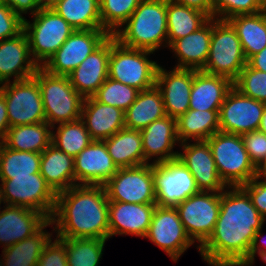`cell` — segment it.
<instances>
[{"mask_svg": "<svg viewBox=\"0 0 266 266\" xmlns=\"http://www.w3.org/2000/svg\"><path fill=\"white\" fill-rule=\"evenodd\" d=\"M53 9L75 30L102 29L99 0H60Z\"/></svg>", "mask_w": 266, "mask_h": 266, "instance_id": "e575fe53", "label": "cell"}, {"mask_svg": "<svg viewBox=\"0 0 266 266\" xmlns=\"http://www.w3.org/2000/svg\"><path fill=\"white\" fill-rule=\"evenodd\" d=\"M60 0H36L39 9H52Z\"/></svg>", "mask_w": 266, "mask_h": 266, "instance_id": "db71d44e", "label": "cell"}, {"mask_svg": "<svg viewBox=\"0 0 266 266\" xmlns=\"http://www.w3.org/2000/svg\"><path fill=\"white\" fill-rule=\"evenodd\" d=\"M175 3L202 11L209 18L214 17L213 0H171Z\"/></svg>", "mask_w": 266, "mask_h": 266, "instance_id": "f907efd6", "label": "cell"}, {"mask_svg": "<svg viewBox=\"0 0 266 266\" xmlns=\"http://www.w3.org/2000/svg\"><path fill=\"white\" fill-rule=\"evenodd\" d=\"M177 262L194 242L187 235L175 207L157 206L145 236Z\"/></svg>", "mask_w": 266, "mask_h": 266, "instance_id": "9a60e30c", "label": "cell"}, {"mask_svg": "<svg viewBox=\"0 0 266 266\" xmlns=\"http://www.w3.org/2000/svg\"><path fill=\"white\" fill-rule=\"evenodd\" d=\"M144 159L147 164L162 163L178 157V151H173L177 137L176 119L166 115L155 120L144 129L140 130ZM155 156V158H154ZM154 158L152 163L150 159Z\"/></svg>", "mask_w": 266, "mask_h": 266, "instance_id": "44dd1931", "label": "cell"}, {"mask_svg": "<svg viewBox=\"0 0 266 266\" xmlns=\"http://www.w3.org/2000/svg\"><path fill=\"white\" fill-rule=\"evenodd\" d=\"M109 56L110 36L68 75L83 98L93 96L108 78Z\"/></svg>", "mask_w": 266, "mask_h": 266, "instance_id": "603a6c76", "label": "cell"}, {"mask_svg": "<svg viewBox=\"0 0 266 266\" xmlns=\"http://www.w3.org/2000/svg\"><path fill=\"white\" fill-rule=\"evenodd\" d=\"M7 105L9 126L46 121L41 90L34 77L0 85Z\"/></svg>", "mask_w": 266, "mask_h": 266, "instance_id": "30bf717a", "label": "cell"}, {"mask_svg": "<svg viewBox=\"0 0 266 266\" xmlns=\"http://www.w3.org/2000/svg\"><path fill=\"white\" fill-rule=\"evenodd\" d=\"M117 170L104 141L93 140L74 158L75 182L79 185L104 186Z\"/></svg>", "mask_w": 266, "mask_h": 266, "instance_id": "d6986e66", "label": "cell"}, {"mask_svg": "<svg viewBox=\"0 0 266 266\" xmlns=\"http://www.w3.org/2000/svg\"><path fill=\"white\" fill-rule=\"evenodd\" d=\"M156 204L109 201V238L136 235L145 238Z\"/></svg>", "mask_w": 266, "mask_h": 266, "instance_id": "cb8c5ba5", "label": "cell"}, {"mask_svg": "<svg viewBox=\"0 0 266 266\" xmlns=\"http://www.w3.org/2000/svg\"><path fill=\"white\" fill-rule=\"evenodd\" d=\"M258 175L266 178V159L265 161L257 168Z\"/></svg>", "mask_w": 266, "mask_h": 266, "instance_id": "9f6ffc18", "label": "cell"}, {"mask_svg": "<svg viewBox=\"0 0 266 266\" xmlns=\"http://www.w3.org/2000/svg\"><path fill=\"white\" fill-rule=\"evenodd\" d=\"M262 228H260L252 241V244L249 249V262L246 261H223L219 263L212 264L210 266H252L254 265V259L255 255L258 254L259 257L266 263V242L265 239L263 241V236H262ZM260 237L262 238L261 241Z\"/></svg>", "mask_w": 266, "mask_h": 266, "instance_id": "c3c4849f", "label": "cell"}, {"mask_svg": "<svg viewBox=\"0 0 266 266\" xmlns=\"http://www.w3.org/2000/svg\"><path fill=\"white\" fill-rule=\"evenodd\" d=\"M247 64L253 69L266 72V47L259 53L251 56L247 60Z\"/></svg>", "mask_w": 266, "mask_h": 266, "instance_id": "f5cc1de1", "label": "cell"}, {"mask_svg": "<svg viewBox=\"0 0 266 266\" xmlns=\"http://www.w3.org/2000/svg\"><path fill=\"white\" fill-rule=\"evenodd\" d=\"M241 187L250 196L253 206L258 210V213L266 219V178L256 175Z\"/></svg>", "mask_w": 266, "mask_h": 266, "instance_id": "7dc6e473", "label": "cell"}, {"mask_svg": "<svg viewBox=\"0 0 266 266\" xmlns=\"http://www.w3.org/2000/svg\"><path fill=\"white\" fill-rule=\"evenodd\" d=\"M31 23L23 21L33 60L42 67L62 46L75 29L68 24L53 8L39 9Z\"/></svg>", "mask_w": 266, "mask_h": 266, "instance_id": "52a82bcc", "label": "cell"}, {"mask_svg": "<svg viewBox=\"0 0 266 266\" xmlns=\"http://www.w3.org/2000/svg\"><path fill=\"white\" fill-rule=\"evenodd\" d=\"M206 141L210 145L219 177L227 187L242 186L258 175L241 135L218 131Z\"/></svg>", "mask_w": 266, "mask_h": 266, "instance_id": "5b68a950", "label": "cell"}, {"mask_svg": "<svg viewBox=\"0 0 266 266\" xmlns=\"http://www.w3.org/2000/svg\"><path fill=\"white\" fill-rule=\"evenodd\" d=\"M0 181L1 204L36 210L51 219L57 194L40 173Z\"/></svg>", "mask_w": 266, "mask_h": 266, "instance_id": "9c48e42d", "label": "cell"}, {"mask_svg": "<svg viewBox=\"0 0 266 266\" xmlns=\"http://www.w3.org/2000/svg\"><path fill=\"white\" fill-rule=\"evenodd\" d=\"M211 37L212 18H209L193 33L175 40L168 47L177 57L175 68L202 70L209 56Z\"/></svg>", "mask_w": 266, "mask_h": 266, "instance_id": "484cf974", "label": "cell"}, {"mask_svg": "<svg viewBox=\"0 0 266 266\" xmlns=\"http://www.w3.org/2000/svg\"><path fill=\"white\" fill-rule=\"evenodd\" d=\"M266 103L232 88L219 111L220 131L242 135L259 129Z\"/></svg>", "mask_w": 266, "mask_h": 266, "instance_id": "2e32d148", "label": "cell"}, {"mask_svg": "<svg viewBox=\"0 0 266 266\" xmlns=\"http://www.w3.org/2000/svg\"><path fill=\"white\" fill-rule=\"evenodd\" d=\"M233 81L225 76L194 70L189 109L220 110Z\"/></svg>", "mask_w": 266, "mask_h": 266, "instance_id": "4316f807", "label": "cell"}, {"mask_svg": "<svg viewBox=\"0 0 266 266\" xmlns=\"http://www.w3.org/2000/svg\"><path fill=\"white\" fill-rule=\"evenodd\" d=\"M104 187L109 201L156 204L152 164L118 168Z\"/></svg>", "mask_w": 266, "mask_h": 266, "instance_id": "4fadbf2b", "label": "cell"}, {"mask_svg": "<svg viewBox=\"0 0 266 266\" xmlns=\"http://www.w3.org/2000/svg\"><path fill=\"white\" fill-rule=\"evenodd\" d=\"M81 120L92 140L104 141L125 128L124 111L100 103L93 96L84 98Z\"/></svg>", "mask_w": 266, "mask_h": 266, "instance_id": "d4e9b609", "label": "cell"}, {"mask_svg": "<svg viewBox=\"0 0 266 266\" xmlns=\"http://www.w3.org/2000/svg\"><path fill=\"white\" fill-rule=\"evenodd\" d=\"M0 266H5V264H4L2 259L0 260Z\"/></svg>", "mask_w": 266, "mask_h": 266, "instance_id": "6f0895ef", "label": "cell"}, {"mask_svg": "<svg viewBox=\"0 0 266 266\" xmlns=\"http://www.w3.org/2000/svg\"><path fill=\"white\" fill-rule=\"evenodd\" d=\"M9 127L6 101L4 95L0 92V142L4 139Z\"/></svg>", "mask_w": 266, "mask_h": 266, "instance_id": "816d5d0a", "label": "cell"}, {"mask_svg": "<svg viewBox=\"0 0 266 266\" xmlns=\"http://www.w3.org/2000/svg\"><path fill=\"white\" fill-rule=\"evenodd\" d=\"M64 244L68 266H98L107 240L98 238H59Z\"/></svg>", "mask_w": 266, "mask_h": 266, "instance_id": "f35d334b", "label": "cell"}, {"mask_svg": "<svg viewBox=\"0 0 266 266\" xmlns=\"http://www.w3.org/2000/svg\"><path fill=\"white\" fill-rule=\"evenodd\" d=\"M57 126V131L52 130L51 144L73 158L93 141L81 119Z\"/></svg>", "mask_w": 266, "mask_h": 266, "instance_id": "74e56055", "label": "cell"}, {"mask_svg": "<svg viewBox=\"0 0 266 266\" xmlns=\"http://www.w3.org/2000/svg\"><path fill=\"white\" fill-rule=\"evenodd\" d=\"M40 174L56 193L77 185L75 182L74 158L50 144L41 153Z\"/></svg>", "mask_w": 266, "mask_h": 266, "instance_id": "83f0119b", "label": "cell"}, {"mask_svg": "<svg viewBox=\"0 0 266 266\" xmlns=\"http://www.w3.org/2000/svg\"><path fill=\"white\" fill-rule=\"evenodd\" d=\"M225 190L220 192V211L213 232L198 247L208 265L223 261L249 262L253 238L266 221L241 186Z\"/></svg>", "mask_w": 266, "mask_h": 266, "instance_id": "6da1fadb", "label": "cell"}, {"mask_svg": "<svg viewBox=\"0 0 266 266\" xmlns=\"http://www.w3.org/2000/svg\"><path fill=\"white\" fill-rule=\"evenodd\" d=\"M123 26L113 36L125 47L151 52L168 47L167 0H141Z\"/></svg>", "mask_w": 266, "mask_h": 266, "instance_id": "3957f363", "label": "cell"}, {"mask_svg": "<svg viewBox=\"0 0 266 266\" xmlns=\"http://www.w3.org/2000/svg\"><path fill=\"white\" fill-rule=\"evenodd\" d=\"M41 90L46 122L55 124L81 119L84 98L74 89L68 76L53 75L39 67L33 76Z\"/></svg>", "mask_w": 266, "mask_h": 266, "instance_id": "277c9868", "label": "cell"}, {"mask_svg": "<svg viewBox=\"0 0 266 266\" xmlns=\"http://www.w3.org/2000/svg\"><path fill=\"white\" fill-rule=\"evenodd\" d=\"M152 172L157 206L176 207L199 192L195 178L178 158L152 164Z\"/></svg>", "mask_w": 266, "mask_h": 266, "instance_id": "8fae6325", "label": "cell"}, {"mask_svg": "<svg viewBox=\"0 0 266 266\" xmlns=\"http://www.w3.org/2000/svg\"><path fill=\"white\" fill-rule=\"evenodd\" d=\"M258 130L263 132L266 135V106H265Z\"/></svg>", "mask_w": 266, "mask_h": 266, "instance_id": "11a10c76", "label": "cell"}, {"mask_svg": "<svg viewBox=\"0 0 266 266\" xmlns=\"http://www.w3.org/2000/svg\"><path fill=\"white\" fill-rule=\"evenodd\" d=\"M52 227L48 220L35 234L2 250L5 266H37L40 255L53 236L45 228Z\"/></svg>", "mask_w": 266, "mask_h": 266, "instance_id": "836d02e7", "label": "cell"}, {"mask_svg": "<svg viewBox=\"0 0 266 266\" xmlns=\"http://www.w3.org/2000/svg\"><path fill=\"white\" fill-rule=\"evenodd\" d=\"M246 65L247 59L233 25L213 17L209 56L201 71L234 81Z\"/></svg>", "mask_w": 266, "mask_h": 266, "instance_id": "ba28073f", "label": "cell"}, {"mask_svg": "<svg viewBox=\"0 0 266 266\" xmlns=\"http://www.w3.org/2000/svg\"><path fill=\"white\" fill-rule=\"evenodd\" d=\"M187 235L201 246L213 232L220 211V192L199 191L175 207Z\"/></svg>", "mask_w": 266, "mask_h": 266, "instance_id": "7c38bea8", "label": "cell"}, {"mask_svg": "<svg viewBox=\"0 0 266 266\" xmlns=\"http://www.w3.org/2000/svg\"><path fill=\"white\" fill-rule=\"evenodd\" d=\"M233 87L244 96L266 103V72L247 64L233 81Z\"/></svg>", "mask_w": 266, "mask_h": 266, "instance_id": "b9f144b4", "label": "cell"}, {"mask_svg": "<svg viewBox=\"0 0 266 266\" xmlns=\"http://www.w3.org/2000/svg\"><path fill=\"white\" fill-rule=\"evenodd\" d=\"M23 21L12 8L0 2V41L20 34L23 31Z\"/></svg>", "mask_w": 266, "mask_h": 266, "instance_id": "f6af8a7d", "label": "cell"}, {"mask_svg": "<svg viewBox=\"0 0 266 266\" xmlns=\"http://www.w3.org/2000/svg\"><path fill=\"white\" fill-rule=\"evenodd\" d=\"M166 116L161 91L154 86L139 91L135 101L124 112L125 128L142 130L149 124Z\"/></svg>", "mask_w": 266, "mask_h": 266, "instance_id": "f546056e", "label": "cell"}, {"mask_svg": "<svg viewBox=\"0 0 266 266\" xmlns=\"http://www.w3.org/2000/svg\"><path fill=\"white\" fill-rule=\"evenodd\" d=\"M214 18L228 20L237 15L255 14L266 9L261 0H213Z\"/></svg>", "mask_w": 266, "mask_h": 266, "instance_id": "7bdbcfd3", "label": "cell"}, {"mask_svg": "<svg viewBox=\"0 0 266 266\" xmlns=\"http://www.w3.org/2000/svg\"><path fill=\"white\" fill-rule=\"evenodd\" d=\"M52 139V127L45 121L9 127L1 141L6 147L15 151L42 153Z\"/></svg>", "mask_w": 266, "mask_h": 266, "instance_id": "4dcf8cb0", "label": "cell"}, {"mask_svg": "<svg viewBox=\"0 0 266 266\" xmlns=\"http://www.w3.org/2000/svg\"><path fill=\"white\" fill-rule=\"evenodd\" d=\"M104 142L117 168L147 164L144 159L140 130L122 128Z\"/></svg>", "mask_w": 266, "mask_h": 266, "instance_id": "f1b7e54d", "label": "cell"}, {"mask_svg": "<svg viewBox=\"0 0 266 266\" xmlns=\"http://www.w3.org/2000/svg\"><path fill=\"white\" fill-rule=\"evenodd\" d=\"M41 153L15 151L0 142V180L40 173Z\"/></svg>", "mask_w": 266, "mask_h": 266, "instance_id": "8d00e7d4", "label": "cell"}, {"mask_svg": "<svg viewBox=\"0 0 266 266\" xmlns=\"http://www.w3.org/2000/svg\"><path fill=\"white\" fill-rule=\"evenodd\" d=\"M139 90L112 78H107L93 97L100 103L126 111L135 101Z\"/></svg>", "mask_w": 266, "mask_h": 266, "instance_id": "60d3db41", "label": "cell"}, {"mask_svg": "<svg viewBox=\"0 0 266 266\" xmlns=\"http://www.w3.org/2000/svg\"><path fill=\"white\" fill-rule=\"evenodd\" d=\"M220 110H193L189 109L185 114L176 119L177 137L180 143L190 140L206 141L212 135L220 131Z\"/></svg>", "mask_w": 266, "mask_h": 266, "instance_id": "1f68e13d", "label": "cell"}, {"mask_svg": "<svg viewBox=\"0 0 266 266\" xmlns=\"http://www.w3.org/2000/svg\"><path fill=\"white\" fill-rule=\"evenodd\" d=\"M228 21L237 32L247 60L266 47V9L255 14L237 15Z\"/></svg>", "mask_w": 266, "mask_h": 266, "instance_id": "d6a6232c", "label": "cell"}, {"mask_svg": "<svg viewBox=\"0 0 266 266\" xmlns=\"http://www.w3.org/2000/svg\"><path fill=\"white\" fill-rule=\"evenodd\" d=\"M153 53L125 47L110 35L108 77L139 91L153 88L156 86L157 70L160 65L157 61L148 59Z\"/></svg>", "mask_w": 266, "mask_h": 266, "instance_id": "8992f818", "label": "cell"}, {"mask_svg": "<svg viewBox=\"0 0 266 266\" xmlns=\"http://www.w3.org/2000/svg\"><path fill=\"white\" fill-rule=\"evenodd\" d=\"M0 2L12 8L23 19L25 17L22 15L27 14L28 11L31 15L39 11L36 0H0Z\"/></svg>", "mask_w": 266, "mask_h": 266, "instance_id": "681fc988", "label": "cell"}, {"mask_svg": "<svg viewBox=\"0 0 266 266\" xmlns=\"http://www.w3.org/2000/svg\"><path fill=\"white\" fill-rule=\"evenodd\" d=\"M3 208L0 210V244H3V249L32 236L49 220L39 211L29 208L10 205Z\"/></svg>", "mask_w": 266, "mask_h": 266, "instance_id": "7402d4cb", "label": "cell"}, {"mask_svg": "<svg viewBox=\"0 0 266 266\" xmlns=\"http://www.w3.org/2000/svg\"><path fill=\"white\" fill-rule=\"evenodd\" d=\"M183 152H178V159L188 168L199 191L222 192L227 186L220 179L216 163L207 141L195 143L183 142L180 145Z\"/></svg>", "mask_w": 266, "mask_h": 266, "instance_id": "e0dca14e", "label": "cell"}, {"mask_svg": "<svg viewBox=\"0 0 266 266\" xmlns=\"http://www.w3.org/2000/svg\"><path fill=\"white\" fill-rule=\"evenodd\" d=\"M109 36L104 29L75 30L42 68L53 75L68 76Z\"/></svg>", "mask_w": 266, "mask_h": 266, "instance_id": "5bb4252c", "label": "cell"}, {"mask_svg": "<svg viewBox=\"0 0 266 266\" xmlns=\"http://www.w3.org/2000/svg\"><path fill=\"white\" fill-rule=\"evenodd\" d=\"M108 215L109 200L105 187L77 184L57 194L50 219L54 225L52 231L57 233L58 238L108 240Z\"/></svg>", "mask_w": 266, "mask_h": 266, "instance_id": "7a4b0ae2", "label": "cell"}, {"mask_svg": "<svg viewBox=\"0 0 266 266\" xmlns=\"http://www.w3.org/2000/svg\"><path fill=\"white\" fill-rule=\"evenodd\" d=\"M172 69L167 71L159 65L156 87L161 91L166 115L178 119L189 110L194 70Z\"/></svg>", "mask_w": 266, "mask_h": 266, "instance_id": "ac0fdd59", "label": "cell"}, {"mask_svg": "<svg viewBox=\"0 0 266 266\" xmlns=\"http://www.w3.org/2000/svg\"><path fill=\"white\" fill-rule=\"evenodd\" d=\"M141 0H99L102 29L109 35L123 27Z\"/></svg>", "mask_w": 266, "mask_h": 266, "instance_id": "ab89813d", "label": "cell"}, {"mask_svg": "<svg viewBox=\"0 0 266 266\" xmlns=\"http://www.w3.org/2000/svg\"><path fill=\"white\" fill-rule=\"evenodd\" d=\"M209 17L202 11L167 0L168 47L200 28Z\"/></svg>", "mask_w": 266, "mask_h": 266, "instance_id": "d590c367", "label": "cell"}, {"mask_svg": "<svg viewBox=\"0 0 266 266\" xmlns=\"http://www.w3.org/2000/svg\"><path fill=\"white\" fill-rule=\"evenodd\" d=\"M250 161L258 168L266 159V135L259 131H251L241 135Z\"/></svg>", "mask_w": 266, "mask_h": 266, "instance_id": "ee69618b", "label": "cell"}, {"mask_svg": "<svg viewBox=\"0 0 266 266\" xmlns=\"http://www.w3.org/2000/svg\"><path fill=\"white\" fill-rule=\"evenodd\" d=\"M45 245L37 266H68L65 244L56 237Z\"/></svg>", "mask_w": 266, "mask_h": 266, "instance_id": "bcb514c9", "label": "cell"}, {"mask_svg": "<svg viewBox=\"0 0 266 266\" xmlns=\"http://www.w3.org/2000/svg\"><path fill=\"white\" fill-rule=\"evenodd\" d=\"M39 66L33 60L24 31L16 37L0 41V85L33 77Z\"/></svg>", "mask_w": 266, "mask_h": 266, "instance_id": "ffe728a7", "label": "cell"}]
</instances>
